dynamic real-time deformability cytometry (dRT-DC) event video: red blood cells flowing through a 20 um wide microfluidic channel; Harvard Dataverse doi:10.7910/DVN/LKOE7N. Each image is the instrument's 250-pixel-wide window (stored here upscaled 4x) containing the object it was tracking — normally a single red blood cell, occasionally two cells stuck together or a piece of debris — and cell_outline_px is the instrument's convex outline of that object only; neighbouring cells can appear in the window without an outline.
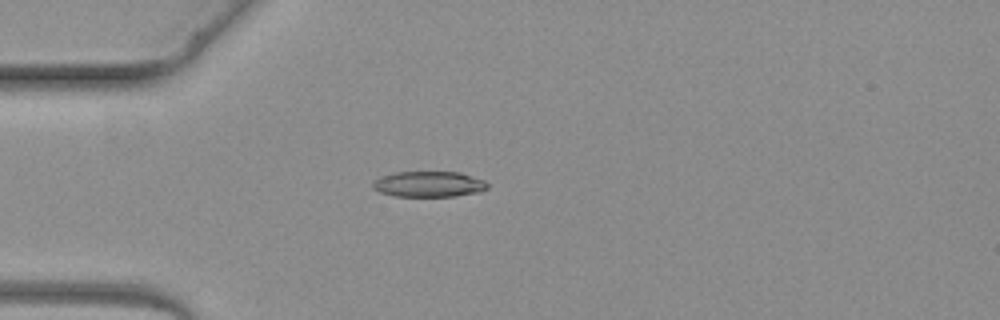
{"species": "common noctule bat (a hibernating species)", "species_latin": "Nyctalus noctula", "temperature_condition": "warm", "stored_images_in_passage": 1, "camera_frame_rate_fps": 3000, "um_per_image_px": 0.085, "animal": {"sex": "female", "body_mass_g": 19.3, "forearm_length_mm": 54.1}, "frame": {"image": 1, "passage_image": 1, "time_ms": 0.0, "image_size_px": [1000, 320], "cell_outline_px": [[488, 188], [480, 192], [456, 196], [396, 196], [380, 192], [372, 188], [372, 184], [376, 180], [384, 176], [396, 172], [460, 172], [484, 180], [488, 184]], "centroid_in_image_um": [36.49, 15.66], "position_along_channel_um": 48.5, "area_um2": 17.05}}